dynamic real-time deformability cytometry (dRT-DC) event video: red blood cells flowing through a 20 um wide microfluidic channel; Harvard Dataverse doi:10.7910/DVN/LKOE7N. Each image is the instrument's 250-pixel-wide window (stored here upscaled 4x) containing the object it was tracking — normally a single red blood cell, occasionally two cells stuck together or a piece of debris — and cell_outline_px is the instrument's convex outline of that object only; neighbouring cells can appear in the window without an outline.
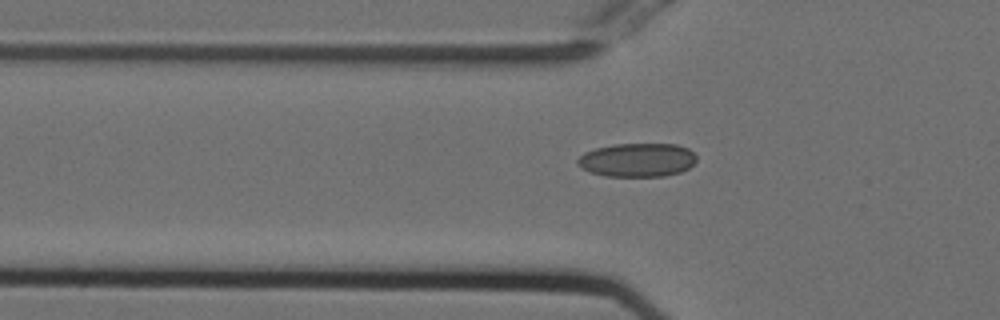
{"species": "Egyptian fruit bat (a non-hibernating species)", "species_latin": "Rousettus aegyptiacus", "temperature_condition": "cold", "stored_images_in_passage": 42, "camera_frame_rate_fps": 3000, "um_per_image_px": 0.085, "animal": {"sex": "female"}, "frame": {"image": 1, "passage_image": 10, "time_ms": 3.0, "image_size_px": [1000, 320], "cell_outline_px": [[696, 160], [688, 168], [680, 172], [664, 176], [604, 176], [592, 172], [576, 164], [576, 160], [584, 152], [596, 148], [616, 144], [676, 144], [688, 148], [696, 156]], "centroid_in_image_um": [54.17, 13.59], "position_along_channel_um": 71.6, "area_um2": 23.24}}
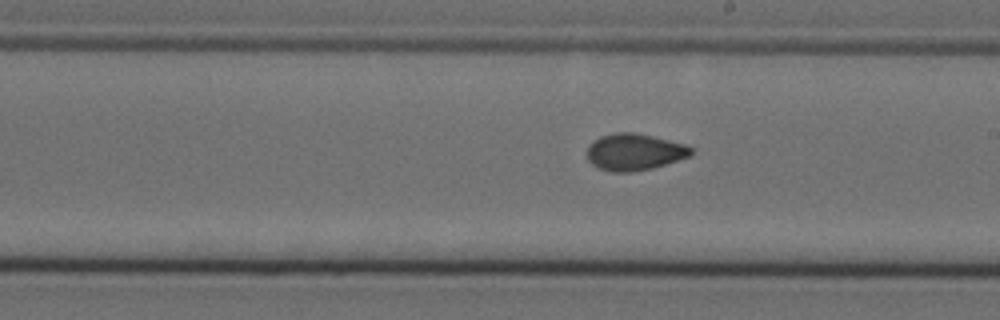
{"frame": {"image": 2, "passage_image": 23, "time_ms": 7.333, "image_size_px": [1000, 320], "cell_outline_px": [[692, 152], [688, 156], [652, 168], [632, 172], [612, 172], [600, 168], [592, 164], [588, 160], [588, 144], [600, 136], [616, 132], [632, 132], [652, 136], [684, 144], [692, 148]], "centroid_in_image_um": [53.88, 12.91], "position_along_channel_um": 235.1, "area_um2": 21.96}}
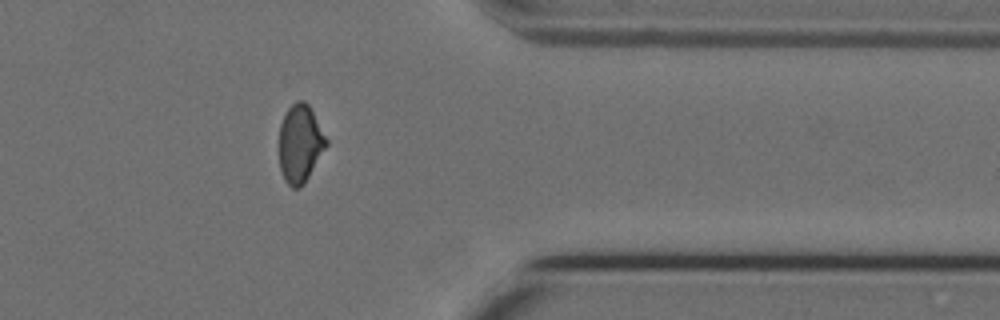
{"frame": {"image": 3, "passage_image": 36, "time_ms": 11.667, "image_size_px": [1000, 320], "cell_outline_px": [[328, 144], [304, 184], [300, 188], [292, 188], [284, 180], [280, 168], [280, 124], [288, 108], [296, 100], [304, 100], [308, 104], [328, 140]], "centroid_in_image_um": [25.51, 12.21], "position_along_channel_um": 385.9, "area_um2": 21.27}, "authors_computed_cell_mechanics": {"area_um2": 22.0507, "velocity_mm_per_s": 3.7556, "shape_relaxation_time_tau1_ms": null, "shape_relaxation_time_tau2_ms": 1.8848, "deformation_change_tau1": null, "deformation_change_tau2": 0.0577}}